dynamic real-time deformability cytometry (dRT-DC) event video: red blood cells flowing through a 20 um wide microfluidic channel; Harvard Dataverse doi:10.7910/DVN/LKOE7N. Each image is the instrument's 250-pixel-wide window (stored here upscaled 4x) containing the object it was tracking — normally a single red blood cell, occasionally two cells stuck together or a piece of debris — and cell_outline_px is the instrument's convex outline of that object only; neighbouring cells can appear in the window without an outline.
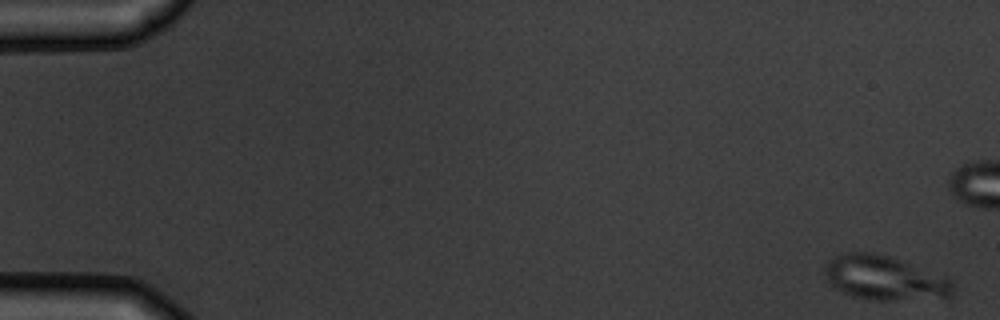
{"species": "common noctule bat (a hibernating species)", "species_latin": "Nyctalus noctula", "temperature_condition": "warm", "stored_images_in_passage": 12, "camera_frame_rate_fps": 3000, "um_per_image_px": 0.085, "animal": {"sex": "male", "body_mass_g": 19.5, "forearm_length_mm": 54.6}, "frame": {"image": 1, "passage_image": 1, "time_ms": 0.0, "image_size_px": [1000, 320], "cell_outline_px": [[952, 292], [948, 296], [888, 300], [872, 300], [852, 296], [836, 288], [824, 276], [824, 268], [828, 260], [844, 252], [872, 252], [888, 256], [948, 276], [952, 280]], "centroid_in_image_um": [75.15, 23.6], "position_along_channel_um": 9.9, "area_um2": 32.71}}